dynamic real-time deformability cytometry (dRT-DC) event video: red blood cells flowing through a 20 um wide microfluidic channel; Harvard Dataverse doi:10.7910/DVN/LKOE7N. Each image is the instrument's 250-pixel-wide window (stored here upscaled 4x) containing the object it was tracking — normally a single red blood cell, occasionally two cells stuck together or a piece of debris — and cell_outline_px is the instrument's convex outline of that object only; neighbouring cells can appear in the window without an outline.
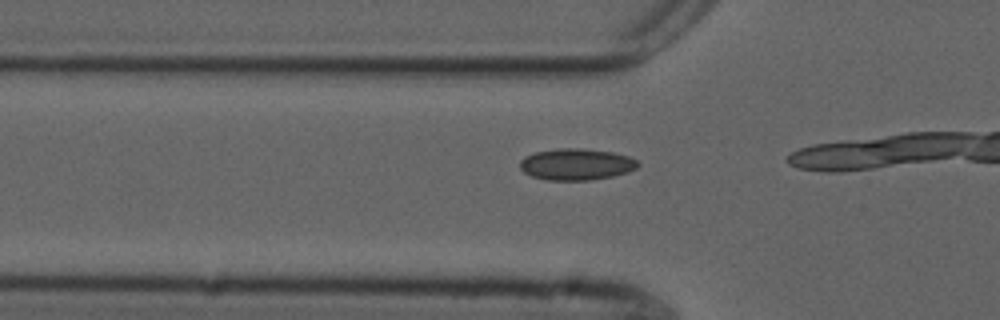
{"species": "common noctule bat (a hibernating species)", "species_latin": "Nyctalus noctula", "temperature_condition": "cold", "stored_images_in_passage": 17, "camera_frame_rate_fps": 3000, "um_per_image_px": 0.085, "animal": {"sex": "male", "forearm_length_mm": 52.5}, "frame": {"image": 1, "passage_image": 13, "time_ms": 4.0, "image_size_px": [1000, 320], "cell_outline_px": [[640, 164], [636, 168], [628, 172], [612, 176], [592, 180], [548, 180], [532, 176], [524, 172], [520, 168], [520, 160], [524, 156], [536, 152], [560, 148], [580, 148], [612, 152], [628, 156], [636, 160]], "centroid_in_image_um": [48.98, 13.97], "position_along_channel_um": 76.8, "area_um2": 21.62}}
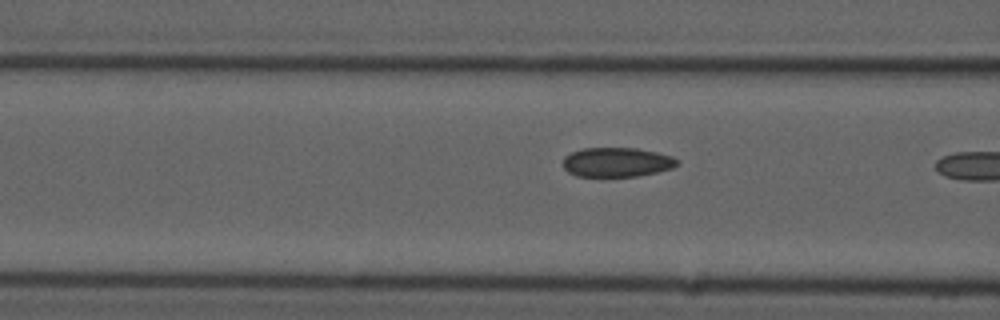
{"frame": {"image": 2, "passage_image": 16, "time_ms": 5.0, "image_size_px": [1000, 320], "cell_outline_px": [[676, 164], [672, 168], [656, 172], [636, 176], [576, 176], [568, 172], [564, 168], [564, 156], [572, 152], [584, 148], [636, 148], [656, 152], [672, 156], [676, 160]], "centroid_in_image_um": [52.39, 13.78], "position_along_channel_um": 114.2, "area_um2": 19.31}}